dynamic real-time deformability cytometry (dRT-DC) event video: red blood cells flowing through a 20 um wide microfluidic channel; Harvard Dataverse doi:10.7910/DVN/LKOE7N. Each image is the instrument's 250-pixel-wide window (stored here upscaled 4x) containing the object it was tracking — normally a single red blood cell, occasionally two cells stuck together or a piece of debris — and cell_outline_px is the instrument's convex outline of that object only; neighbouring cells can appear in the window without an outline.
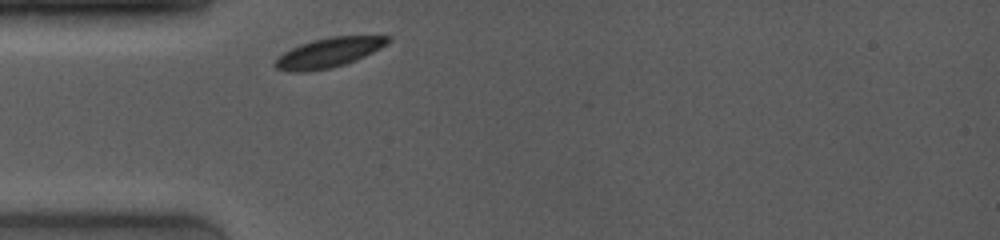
{"species": "common noctule bat (a hibernating species)", "species_latin": "Nyctalus noctula", "temperature_condition": "room temperature", "stored_images_in_passage": 4, "camera_frame_rate_fps": 4000, "um_per_image_px": 0.085, "animal": {"sex": "female", "body_mass_g": 19.0, "forearm_length_mm": 53.3}, "frame": {"image": 1, "passage_image": 1, "time_ms": 0.0, "image_size_px": [1000, 240], "cell_outline_px": [[392, 40], [388, 44], [356, 60], [344, 64], [328, 68], [304, 72], [288, 72], [276, 68], [276, 60], [284, 52], [300, 44], [312, 40], [328, 36], [392, 36]], "centroid_in_image_um": [27.97, 4.46], "position_along_channel_um": 57.0, "area_um2": 19.31}}